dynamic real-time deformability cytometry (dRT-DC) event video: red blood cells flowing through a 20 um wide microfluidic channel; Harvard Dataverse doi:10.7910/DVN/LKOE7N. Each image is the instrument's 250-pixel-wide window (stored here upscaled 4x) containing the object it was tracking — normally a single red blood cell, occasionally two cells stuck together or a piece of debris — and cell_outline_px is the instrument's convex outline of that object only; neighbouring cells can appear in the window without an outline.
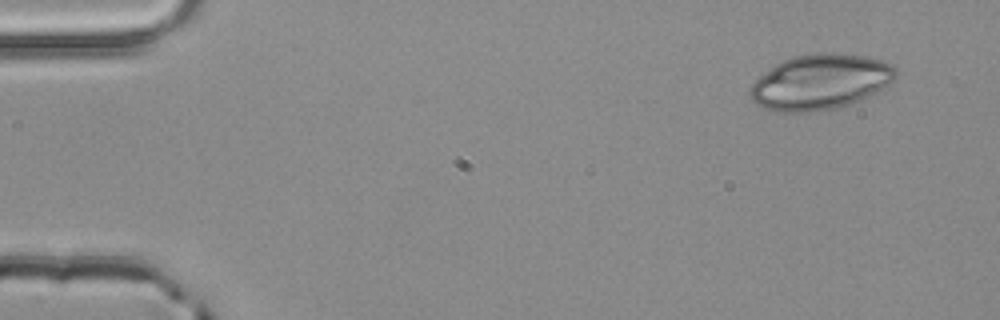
{"species": "common noctule bat (a hibernating species)", "species_latin": "Nyctalus noctula", "temperature_condition": "room temperature", "stored_images_in_passage": 3, "camera_frame_rate_fps": 3000, "um_per_image_px": 0.085, "animal": {"sex": "male", "body_mass_g": 20.4}, "frame": {"image": 1, "passage_image": 1, "time_ms": 0.0, "image_size_px": [1000, 320], "cell_outline_px": [[900, 72], [884, 88], [860, 100], [836, 108], [812, 112], [776, 112], [764, 108], [756, 104], [748, 96], [748, 88], [764, 72], [776, 64], [784, 60], [796, 56], [816, 52], [832, 52], [864, 56], [884, 60], [892, 64]], "centroid_in_image_um": [69.72, 6.97], "position_along_channel_um": 15.3, "area_um2": 47.28}}